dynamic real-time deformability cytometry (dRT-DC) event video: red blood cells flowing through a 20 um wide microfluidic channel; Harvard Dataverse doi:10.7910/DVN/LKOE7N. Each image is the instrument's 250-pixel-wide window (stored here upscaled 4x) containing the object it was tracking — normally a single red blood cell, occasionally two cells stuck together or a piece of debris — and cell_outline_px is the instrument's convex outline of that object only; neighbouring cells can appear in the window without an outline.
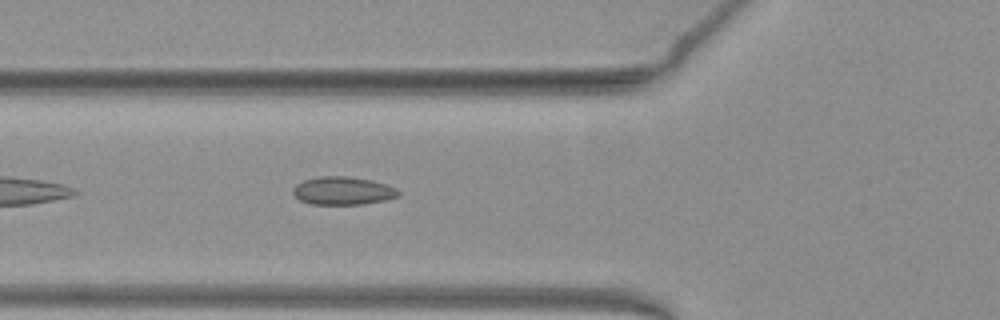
{"species": "common noctule bat (a hibernating species)", "species_latin": "Nyctalus noctula", "temperature_condition": "warm", "stored_images_in_passage": 37, "camera_frame_rate_fps": 3000, "um_per_image_px": 0.085, "animal": {"sex": "female", "body_mass_g": 19.3, "forearm_length_mm": 54.1}, "frame": {"image": 1, "passage_image": 4, "time_ms": 1.0, "image_size_px": [1000, 320], "cell_outline_px": [[400, 196], [384, 200], [360, 204], [308, 204], [300, 200], [292, 192], [292, 188], [296, 184], [304, 180], [320, 176], [348, 176], [372, 180], [396, 188], [400, 192]], "centroid_in_image_um": [29.13, 16.21], "position_along_channel_um": 96.7, "area_um2": 17.22}}
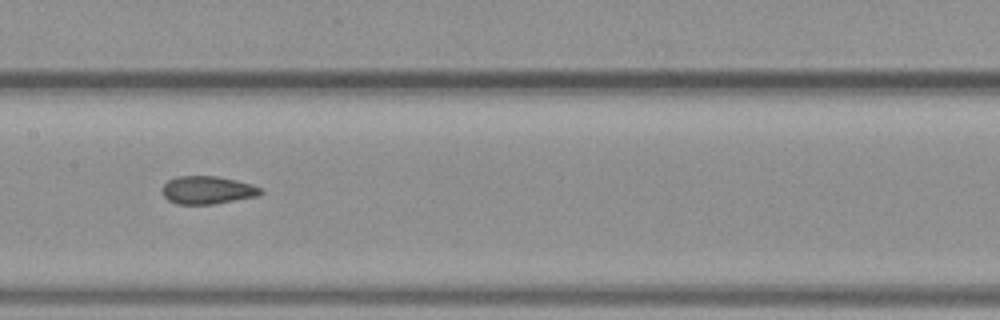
{"frame": {"image": 2, "passage_image": 11, "time_ms": 3.333, "image_size_px": [1000, 320], "cell_outline_px": [[264, 192], [256, 196], [212, 204], [176, 204], [168, 200], [164, 196], [160, 188], [168, 180], [176, 176], [216, 176], [236, 180], [252, 184], [260, 188]], "centroid_in_image_um": [17.59, 16.15], "position_along_channel_um": 189.8, "area_um2": 16.01}}
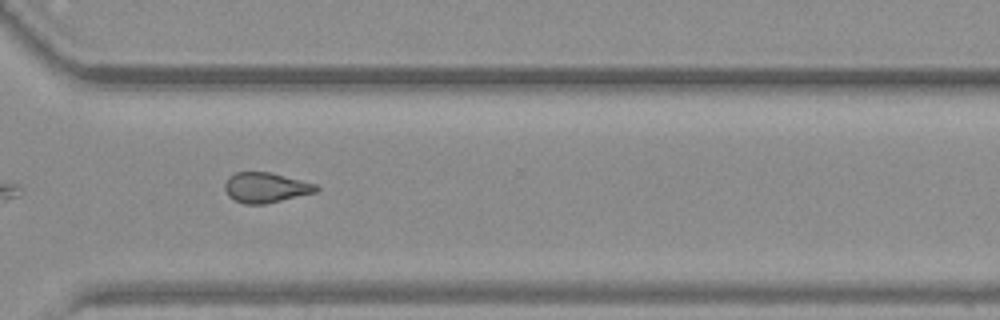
{"frame": {"image": 3, "passage_image": 23, "time_ms": 7.333, "image_size_px": [1000, 320], "cell_outline_px": [[320, 188], [316, 192], [264, 204], [244, 204], [228, 196], [224, 188], [224, 184], [228, 176], [236, 172], [272, 172], [316, 184]], "centroid_in_image_um": [22.57, 15.93], "position_along_channel_um": 348.0, "area_um2": 16.07}, "authors_computed_cell_mechanics": {"area_um2": 16.3574, "velocity_mm_per_s": 3.966, "shape_relaxation_time_tau1_ms": null, "shape_relaxation_time_tau2_ms": 1.9345, "deformation_change_tau1": null, "deformation_change_tau2": 0.0619}}